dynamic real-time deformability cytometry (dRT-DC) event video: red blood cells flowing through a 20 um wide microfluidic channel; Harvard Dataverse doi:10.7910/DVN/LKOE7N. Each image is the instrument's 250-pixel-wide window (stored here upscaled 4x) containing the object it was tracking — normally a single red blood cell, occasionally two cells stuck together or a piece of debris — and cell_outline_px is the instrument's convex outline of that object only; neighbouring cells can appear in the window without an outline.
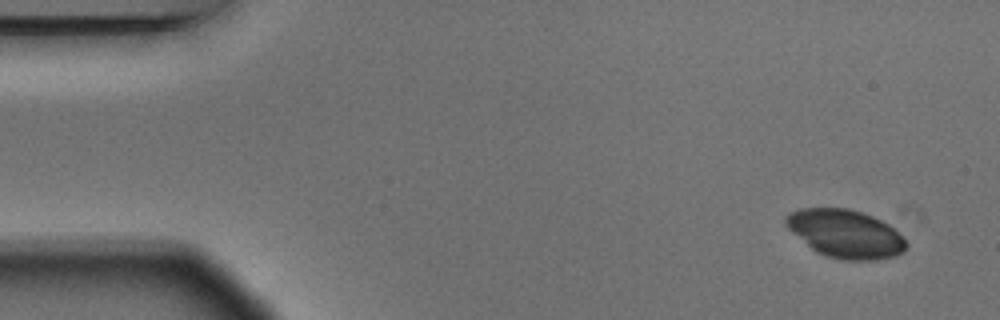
{"species": "Egyptian fruit bat (a non-hibernating species)", "species_latin": "Rousettus aegyptiacus", "temperature_condition": "warm", "stored_images_in_passage": 5, "camera_frame_rate_fps": 3000, "um_per_image_px": 0.085, "animal": {"sex": "male"}, "frame": {"image": 1, "passage_image": 1, "time_ms": 0.0, "image_size_px": [1000, 320], "cell_outline_px": [[908, 244], [904, 252], [892, 256], [876, 260], [840, 260], [824, 256], [816, 252], [792, 232], [784, 224], [784, 216], [788, 212], [800, 208], [848, 208], [872, 216], [888, 224]], "centroid_in_image_um": [71.81, 19.87], "position_along_channel_um": 13.2, "area_um2": 33.76}}